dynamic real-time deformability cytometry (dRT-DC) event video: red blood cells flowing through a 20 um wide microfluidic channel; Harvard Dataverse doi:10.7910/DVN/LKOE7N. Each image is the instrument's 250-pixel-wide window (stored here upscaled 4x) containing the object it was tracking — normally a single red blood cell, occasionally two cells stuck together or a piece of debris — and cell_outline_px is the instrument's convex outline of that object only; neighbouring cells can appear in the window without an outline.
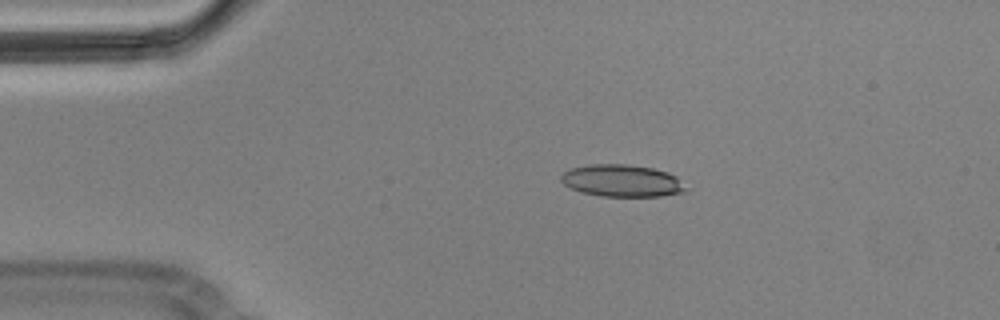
{"species": "Egyptian fruit bat (a non-hibernating species)", "species_latin": "Rousettus aegyptiacus", "temperature_condition": "cold", "stored_images_in_passage": 7, "camera_frame_rate_fps": 3000, "um_per_image_px": 0.085, "animal": {"sex": "male"}, "frame": {"image": 1, "passage_image": 3, "time_ms": 0.667, "image_size_px": [1000, 320], "cell_outline_px": [[688, 192], [660, 196], [604, 196], [580, 192], [564, 184], [560, 180], [560, 176], [564, 172], [572, 168], [588, 164], [628, 164], [652, 168], [668, 172], [676, 176], [688, 188]], "centroid_in_image_um": [52.9, 15.36], "position_along_channel_um": 32.1, "area_um2": 23.47}}